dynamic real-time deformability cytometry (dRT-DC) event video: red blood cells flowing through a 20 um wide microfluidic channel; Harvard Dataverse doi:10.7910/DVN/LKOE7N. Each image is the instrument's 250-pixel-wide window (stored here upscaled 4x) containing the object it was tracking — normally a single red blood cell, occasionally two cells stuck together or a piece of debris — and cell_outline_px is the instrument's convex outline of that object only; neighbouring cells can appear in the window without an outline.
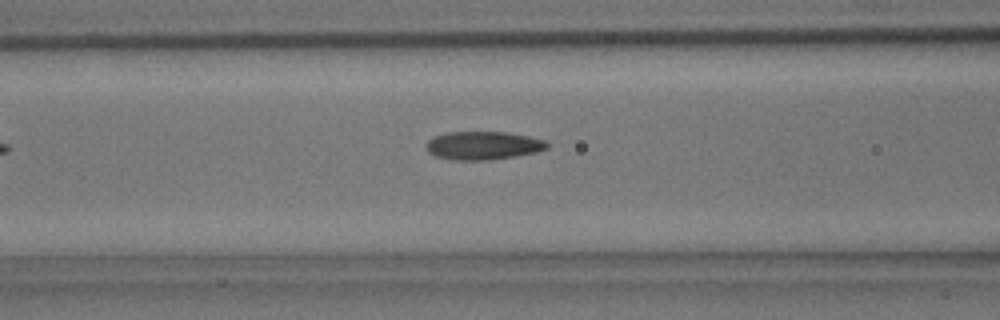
{"species": "common noctule bat (a hibernating species)", "species_latin": "Nyctalus noctula", "temperature_condition": "room temperature", "stored_images_in_passage": 3, "camera_frame_rate_fps": 3000, "um_per_image_px": 0.085, "animal": {"sex": "male", "body_mass_g": 15.6}, "frame": {"image": 1, "passage_image": 3, "time_ms": 2.333, "image_size_px": [1000, 320], "cell_outline_px": [[548, 148], [536, 152], [516, 156], [488, 160], [456, 160], [436, 156], [428, 152], [424, 144], [432, 136], [448, 132], [504, 132], [528, 136], [544, 140], [548, 144]], "centroid_in_image_um": [41.03, 12.37], "position_along_channel_um": 125.6, "area_um2": 19.94}}